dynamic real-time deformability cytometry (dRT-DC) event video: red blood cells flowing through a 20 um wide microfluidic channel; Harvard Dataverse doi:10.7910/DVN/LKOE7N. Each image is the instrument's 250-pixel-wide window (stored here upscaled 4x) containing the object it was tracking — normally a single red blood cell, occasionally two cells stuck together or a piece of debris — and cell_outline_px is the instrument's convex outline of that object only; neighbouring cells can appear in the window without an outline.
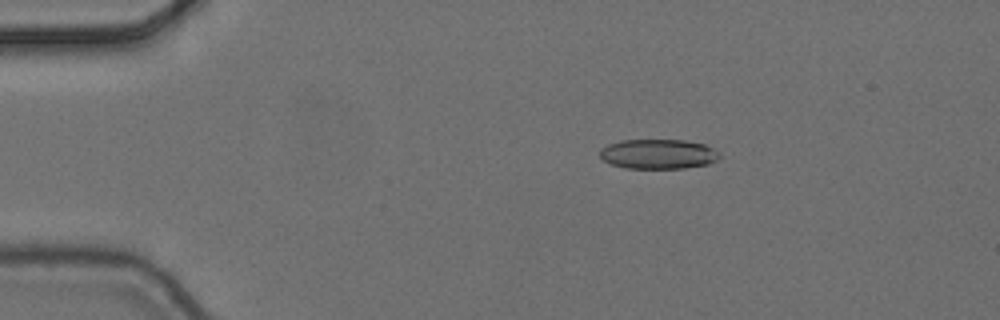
{"species": "common noctule bat (a hibernating species)", "species_latin": "Nyctalus noctula", "temperature_condition": "cold", "stored_images_in_passage": 3, "camera_frame_rate_fps": 3000, "um_per_image_px": 0.085, "animal": {"sex": "female", "body_mass_g": 24.6, "forearm_length_mm": 56.2}, "frame": {"image": 1, "passage_image": 1, "time_ms": 0.0, "image_size_px": [1000, 320], "cell_outline_px": [[720, 156], [716, 160], [708, 164], [684, 168], [624, 168], [612, 164], [604, 160], [600, 156], [600, 148], [608, 144], [620, 140], [684, 140], [704, 144], [720, 152]], "centroid_in_image_um": [55.94, 13.09], "position_along_channel_um": 29.1, "area_um2": 20.75}}